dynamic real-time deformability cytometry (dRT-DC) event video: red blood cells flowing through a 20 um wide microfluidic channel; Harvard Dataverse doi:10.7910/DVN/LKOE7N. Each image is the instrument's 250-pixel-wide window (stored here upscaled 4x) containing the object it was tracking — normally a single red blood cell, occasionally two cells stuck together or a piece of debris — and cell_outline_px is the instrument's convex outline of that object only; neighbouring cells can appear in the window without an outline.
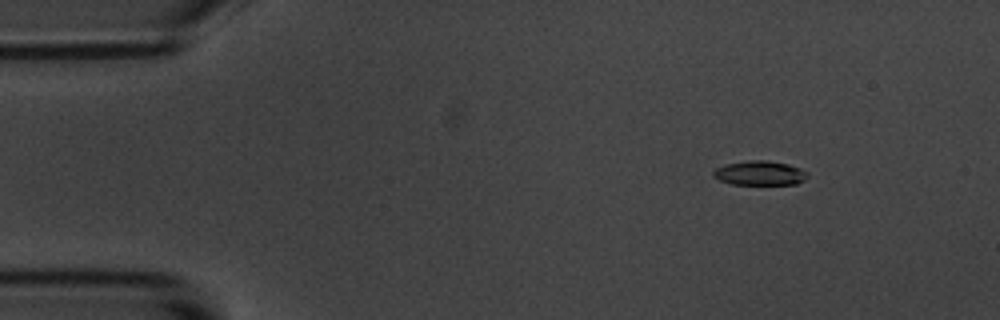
{"species": "common noctule bat (a hibernating species)", "species_latin": "Nyctalus noctula", "temperature_condition": "room temperature", "stored_images_in_passage": 3, "camera_frame_rate_fps": 3000, "um_per_image_px": 0.085, "animal": {"sex": "male", "body_mass_g": 20.1, "forearm_length_mm": 53.5}, "frame": {"image": 1, "passage_image": 1, "time_ms": 0.0, "image_size_px": [1000, 320], "cell_outline_px": [[808, 176], [804, 180], [796, 184], [732, 184], [720, 180], [712, 176], [712, 172], [716, 168], [724, 164], [752, 160], [764, 160], [788, 164], [800, 168], [808, 172]], "centroid_in_image_um": [64.58, 14.71], "position_along_channel_um": 20.4, "area_um2": 13.35}}
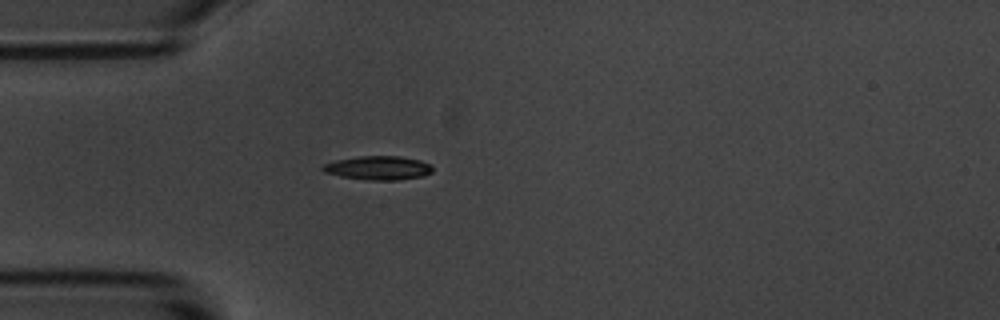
{"frame": {"image": 2, "passage_image": 3, "time_ms": 3.0, "image_size_px": [1000, 320], "cell_outline_px": [[432, 172], [424, 176], [396, 180], [368, 180], [340, 176], [324, 172], [320, 168], [324, 164], [336, 160], [360, 156], [400, 156], [420, 160], [428, 164], [432, 168]], "centroid_in_image_um": [32.14, 14.27], "position_along_channel_um": 52.9, "area_um2": 15.2}}